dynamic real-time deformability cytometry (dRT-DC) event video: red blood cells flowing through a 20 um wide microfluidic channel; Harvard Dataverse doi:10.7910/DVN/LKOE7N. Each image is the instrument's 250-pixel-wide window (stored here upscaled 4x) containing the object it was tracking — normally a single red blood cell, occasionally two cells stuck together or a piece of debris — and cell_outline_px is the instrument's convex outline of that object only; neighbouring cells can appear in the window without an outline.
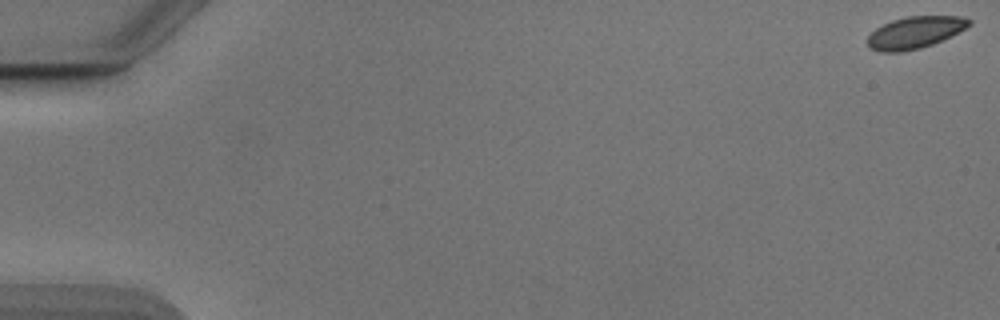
{"species": "Egyptian fruit bat (a non-hibernating species)", "species_latin": "Rousettus aegyptiacus", "temperature_condition": "cold", "stored_images_in_passage": 13, "camera_frame_rate_fps": 3000, "um_per_image_px": 0.085, "animal": {"sex": "male"}, "frame": {"image": 1, "passage_image": 1, "time_ms": 0.0, "image_size_px": [1000, 320], "cell_outline_px": [[972, 24], [932, 44], [920, 48], [900, 52], [880, 52], [868, 48], [868, 36], [876, 28], [892, 20], [908, 16], [960, 16], [972, 20]], "centroid_in_image_um": [77.73, 2.76], "position_along_channel_um": 7.3, "area_um2": 18.61}}